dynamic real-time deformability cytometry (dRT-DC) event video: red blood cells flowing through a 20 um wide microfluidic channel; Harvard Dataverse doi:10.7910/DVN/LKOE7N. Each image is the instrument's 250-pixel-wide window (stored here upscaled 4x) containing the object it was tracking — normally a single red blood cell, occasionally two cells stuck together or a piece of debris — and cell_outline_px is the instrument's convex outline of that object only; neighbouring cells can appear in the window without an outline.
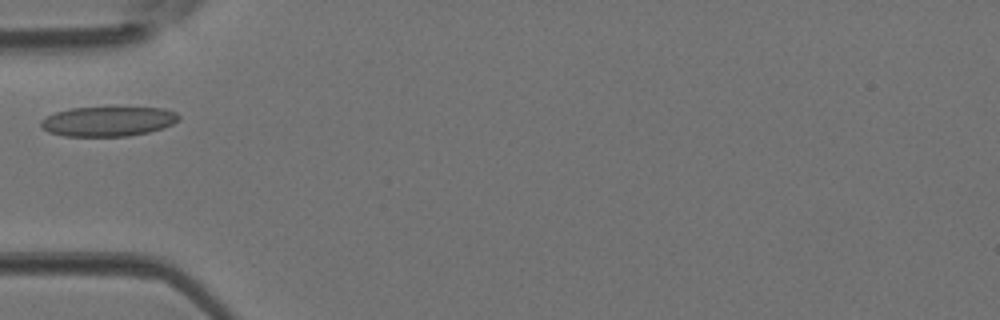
{"species": "Egyptian fruit bat (a non-hibernating species)", "species_latin": "Rousettus aegyptiacus", "temperature_condition": "room temperature", "stored_images_in_passage": 3, "camera_frame_rate_fps": 3000, "um_per_image_px": 0.085, "animal": {"sex": "female"}, "frame": {"image": 1, "passage_image": 1, "time_ms": 0.0, "image_size_px": [1000, 320], "cell_outline_px": [[180, 120], [172, 124], [148, 132], [128, 136], [64, 136], [48, 132], [40, 124], [40, 120], [56, 112], [72, 108], [112, 104], [164, 108], [176, 112], [180, 116]], "centroid_in_image_um": [9.23, 10.25], "position_along_channel_um": 75.8, "area_um2": 24.97}}
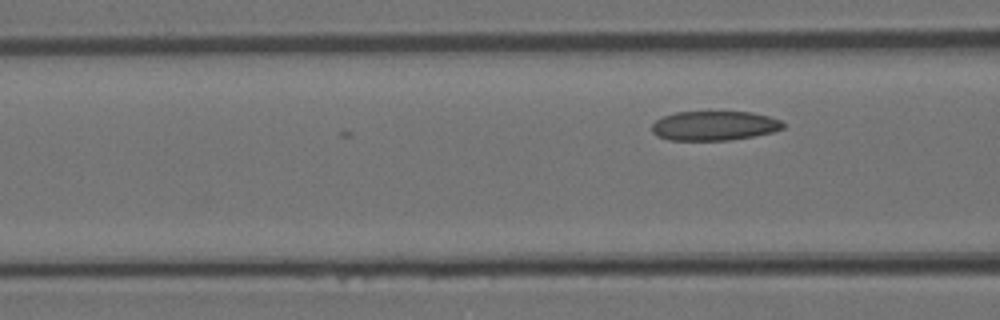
{"frame": {"image": 2, "passage_image": 3, "time_ms": 0.667, "image_size_px": [1000, 320], "cell_outline_px": [[784, 128], [772, 132], [752, 136], [728, 140], [668, 140], [656, 136], [652, 132], [652, 124], [656, 120], [664, 116], [676, 112], [752, 112], [768, 116], [780, 120], [784, 124]], "centroid_in_image_um": [60.69, 10.69], "position_along_channel_um": 105.9, "area_um2": 22.43}}